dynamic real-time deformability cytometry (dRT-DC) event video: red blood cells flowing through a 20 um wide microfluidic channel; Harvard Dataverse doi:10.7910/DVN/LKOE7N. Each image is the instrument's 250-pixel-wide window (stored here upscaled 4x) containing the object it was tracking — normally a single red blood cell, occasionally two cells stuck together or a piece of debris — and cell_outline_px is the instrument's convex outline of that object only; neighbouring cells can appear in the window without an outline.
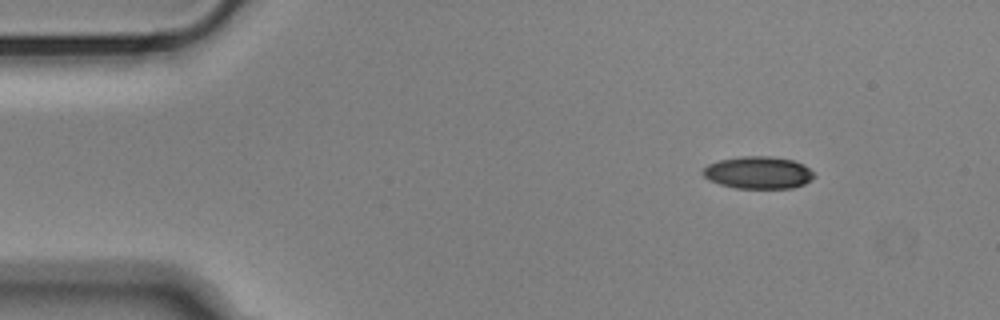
{"species": "Egyptian fruit bat (a non-hibernating species)", "species_latin": "Rousettus aegyptiacus", "temperature_condition": "cold", "stored_images_in_passage": 49, "camera_frame_rate_fps": 3000, "um_per_image_px": 0.085, "animal": {"sex": "male"}, "frame": {"image": 1, "passage_image": 1, "time_ms": 0.0, "image_size_px": [1000, 320], "cell_outline_px": [[816, 176], [812, 180], [804, 184], [792, 188], [736, 188], [720, 184], [708, 180], [700, 172], [708, 164], [720, 160], [744, 156], [772, 156], [792, 160], [804, 164]], "centroid_in_image_um": [64.45, 14.67], "position_along_channel_um": 20.5, "area_um2": 20.98}}
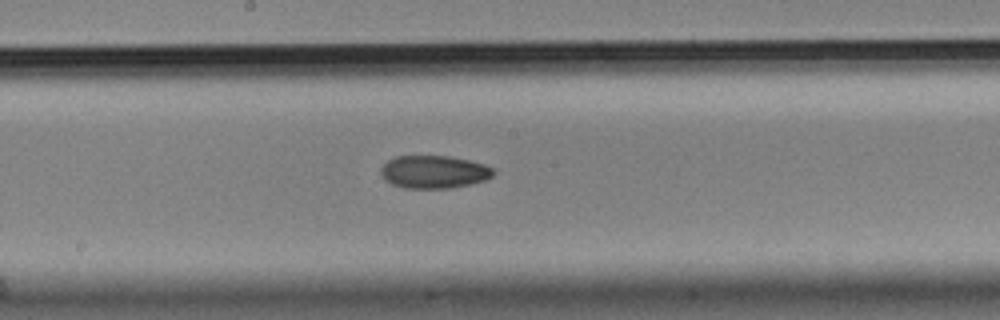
{"frame": {"image": 2, "passage_image": 23, "time_ms": 7.333, "image_size_px": [1000, 320], "cell_outline_px": [[496, 172], [492, 176], [484, 180], [452, 188], [404, 188], [392, 184], [384, 180], [380, 172], [380, 168], [388, 160], [396, 156], [448, 156], [468, 160], [484, 164], [492, 168]], "centroid_in_image_um": [36.85, 14.61], "position_along_channel_um": 211.3, "area_um2": 21.5}}
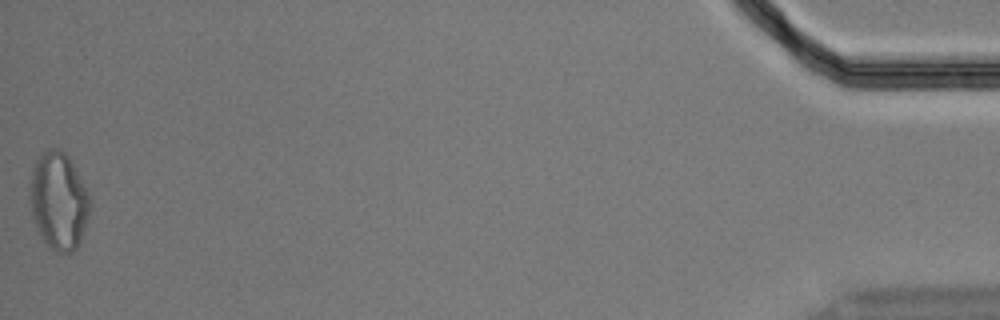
{"frame": {"image": 3, "passage_image": 49, "time_ms": 16.0, "image_size_px": [1000, 320], "cell_outline_px": [[88, 216], [80, 240], [76, 248], [72, 252], [56, 252], [44, 244], [32, 220], [28, 200], [28, 184], [36, 160], [48, 148], [56, 148], [64, 152], [68, 156], [76, 168], [88, 192]], "centroid_in_image_um": [4.92, 17.08], "position_along_channel_um": 430.3, "area_um2": 34.33}, "authors_computed_cell_mechanics": {"area_um2": 22.0218, "velocity_mm_per_s": 3.6535, "shape_relaxation_time_tau1_ms": null, "shape_relaxation_time_tau2_ms": 9.0207, "deformation_change_tau1": null, "deformation_change_tau2": 0.1539}}